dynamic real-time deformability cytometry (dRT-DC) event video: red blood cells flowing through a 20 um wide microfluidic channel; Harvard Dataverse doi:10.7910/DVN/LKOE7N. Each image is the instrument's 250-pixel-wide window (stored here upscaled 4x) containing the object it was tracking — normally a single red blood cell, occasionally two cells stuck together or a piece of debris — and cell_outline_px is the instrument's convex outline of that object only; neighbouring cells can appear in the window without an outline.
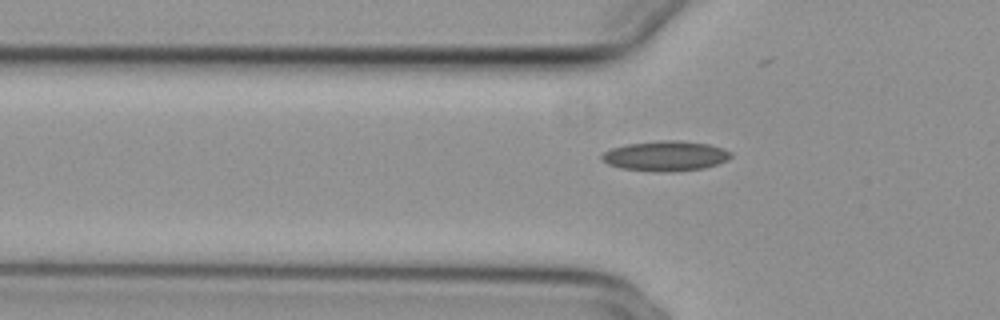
{"species": "common noctule bat (a hibernating species)", "species_latin": "Nyctalus noctula", "temperature_condition": "cold", "stored_images_in_passage": 37, "camera_frame_rate_fps": 3000, "um_per_image_px": 0.085, "animal": {"sex": "female", "body_mass_g": 29.2, "forearm_length_mm": 56.3}, "frame": {"image": 1, "passage_image": 6, "time_ms": 1.667, "image_size_px": [1000, 320], "cell_outline_px": [[732, 156], [728, 160], [704, 168], [672, 172], [656, 172], [620, 168], [608, 164], [600, 156], [604, 152], [612, 148], [628, 144], [660, 140], [680, 140], [708, 144], [724, 148], [732, 152]], "centroid_in_image_um": [56.6, 13.26], "position_along_channel_um": 69.2, "area_um2": 22.72}}
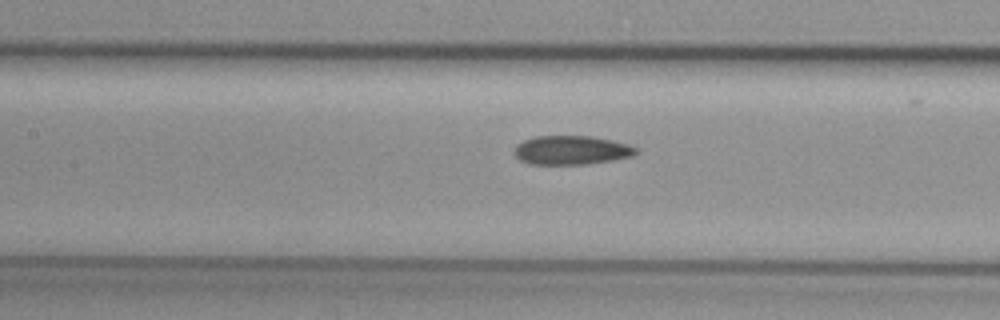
{"frame": {"image": 2, "passage_image": 13, "time_ms": 4.0, "image_size_px": [1000, 320], "cell_outline_px": [[636, 152], [632, 156], [612, 160], [584, 164], [528, 164], [520, 160], [512, 152], [516, 144], [524, 140], [536, 136], [592, 136], [612, 140], [628, 144], [636, 148]], "centroid_in_image_um": [48.52, 12.76], "position_along_channel_um": 158.9, "area_um2": 20.52}}
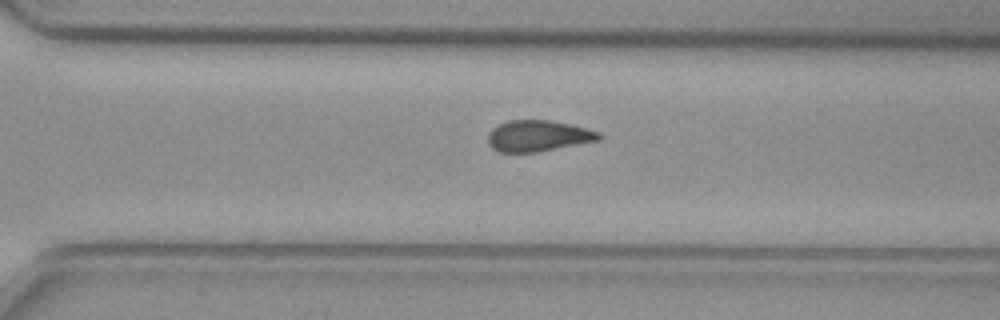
{"frame": {"image": 3, "passage_image": 26, "time_ms": 8.333, "image_size_px": [1000, 320], "cell_outline_px": [[604, 136], [600, 140], [536, 152], [496, 152], [488, 144], [488, 132], [492, 128], [508, 120], [552, 120], [600, 132]], "centroid_in_image_um": [45.72, 11.55], "position_along_channel_um": 324.9, "area_um2": 20.17}, "authors_computed_cell_mechanics": {"area_um2": 20.6924, "velocity_mm_per_s": 3.8489, "shape_relaxation_time_tau1_ms": null, "shape_relaxation_time_tau2_ms": 8.6307, "deformation_change_tau1": null, "deformation_change_tau2": 0.1695}}